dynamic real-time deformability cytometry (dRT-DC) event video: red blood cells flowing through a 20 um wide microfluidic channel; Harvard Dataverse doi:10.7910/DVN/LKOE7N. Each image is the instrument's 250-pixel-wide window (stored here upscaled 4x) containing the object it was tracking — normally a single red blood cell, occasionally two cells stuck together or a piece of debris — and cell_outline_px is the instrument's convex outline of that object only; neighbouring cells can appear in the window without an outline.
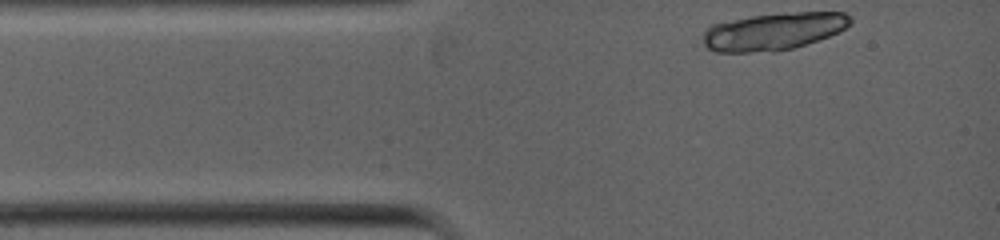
{"species": "common noctule bat (a hibernating species)", "species_latin": "Nyctalus noctula", "temperature_condition": "warm", "stored_images_in_passage": 2, "camera_frame_rate_fps": 5000, "um_per_image_px": 0.085, "animal": {"sex": "female", "body_mass_g": 19.0, "forearm_length_mm": 53.3}, "frame": {"image": 1, "passage_image": 1, "time_ms": 0.0, "image_size_px": [1000, 240], "cell_outline_px": [[852, 20], [844, 28], [828, 36], [792, 48], [772, 52], [716, 52], [708, 48], [704, 44], [704, 32], [712, 24], [752, 16], [800, 12], [844, 12]], "centroid_in_image_um": [65.72, 2.68], "position_along_channel_um": 19.3, "area_um2": 31.5}}